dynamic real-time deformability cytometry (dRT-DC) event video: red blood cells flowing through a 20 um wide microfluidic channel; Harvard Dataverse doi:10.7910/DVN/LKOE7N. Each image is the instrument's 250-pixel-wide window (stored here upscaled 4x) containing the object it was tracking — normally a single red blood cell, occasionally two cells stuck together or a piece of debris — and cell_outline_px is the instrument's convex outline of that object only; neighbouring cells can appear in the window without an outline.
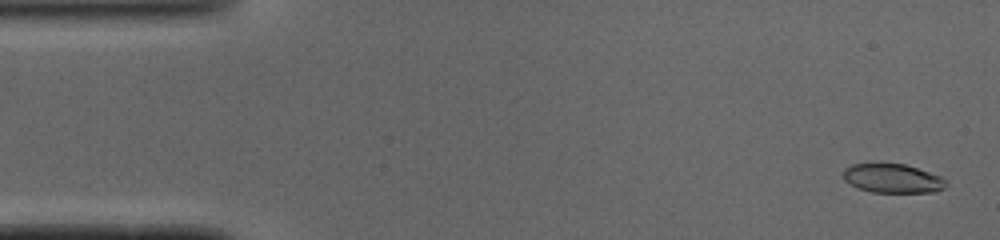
{"species": "common noctule bat (a hibernating species)", "species_latin": "Nyctalus noctula", "temperature_condition": "cold", "stored_images_in_passage": 49, "camera_frame_rate_fps": 3000, "um_per_image_px": 0.085, "animal": {"sex": "male", "body_mass_g": 19.0, "forearm_length_mm": 50.8}, "frame": {"image": 1, "passage_image": 2, "time_ms": 0.333, "image_size_px": [1000, 240], "cell_outline_px": [[948, 184], [944, 188], [936, 192], [872, 192], [856, 188], [844, 180], [844, 168], [852, 164], [904, 164], [940, 176], [948, 180]], "centroid_in_image_um": [75.88, 15.18], "position_along_channel_um": 9.1, "area_um2": 17.34}}
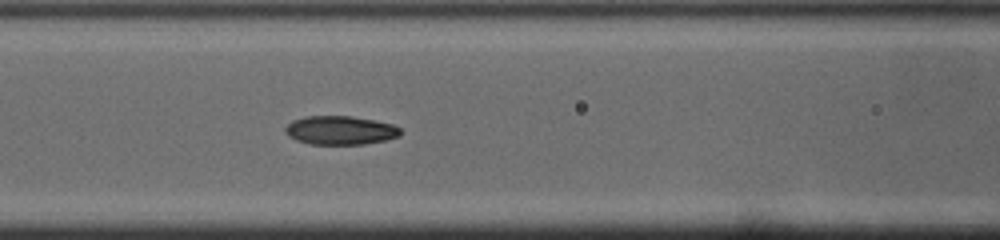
{"frame": {"image": 2, "passage_image": 20, "time_ms": 6.333, "image_size_px": [1000, 240], "cell_outline_px": [[400, 136], [384, 140], [364, 144], [312, 144], [296, 140], [288, 136], [284, 132], [284, 128], [292, 120], [304, 116], [352, 116], [376, 120], [392, 124], [400, 128]], "centroid_in_image_um": [28.9, 11.06], "position_along_channel_um": 137.7, "area_um2": 19.36}}
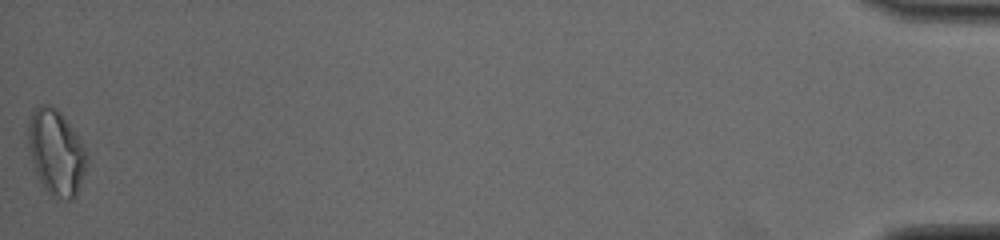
{"frame": {"image": 3, "passage_image": 49, "time_ms": 16.0, "image_size_px": [1000, 240], "cell_outline_px": [[88, 164], [76, 196], [72, 200], [56, 200], [44, 188], [36, 172], [28, 152], [28, 120], [36, 108], [40, 104], [48, 104], [56, 108], [60, 112], [76, 132], [88, 152]], "centroid_in_image_um": [4.79, 12.98], "position_along_channel_um": 430.4, "area_um2": 29.65}, "authors_computed_cell_mechanics": {"area_um2": 18.9584, "velocity_mm_per_s": 4.0916, "shape_relaxation_time_tau1_ms": null, "shape_relaxation_time_tau2_ms": 2.9811, "deformation_change_tau1": null, "deformation_change_tau2": 0.0804}}